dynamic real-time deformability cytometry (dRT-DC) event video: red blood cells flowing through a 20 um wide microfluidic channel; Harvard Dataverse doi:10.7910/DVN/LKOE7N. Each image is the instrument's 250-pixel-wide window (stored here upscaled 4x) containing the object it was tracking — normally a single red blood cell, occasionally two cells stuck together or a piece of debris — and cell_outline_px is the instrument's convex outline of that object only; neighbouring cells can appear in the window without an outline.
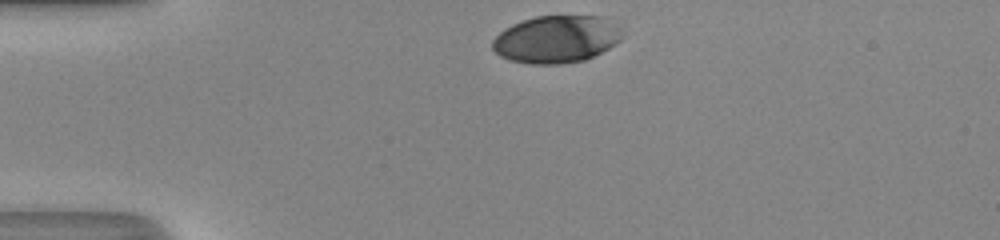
{"species": "human", "species_latin": "Homo sapiens", "temperature_condition": "room temperature", "stored_images_in_passage": 30, "camera_frame_rate_fps": 3000, "um_per_image_px": 0.085, "donor": {"sex": "male"}, "frame": {"image": 1, "passage_image": 1, "time_ms": 0.0, "image_size_px": [1000, 240], "cell_outline_px": [[620, 40], [608, 48], [584, 60], [560, 64], [532, 64], [508, 60], [500, 56], [492, 48], [492, 40], [504, 28], [512, 24], [536, 16], [604, 16], [620, 28]], "centroid_in_image_um": [47.25, 3.33], "position_along_channel_um": 37.7, "area_um2": 35.66}}
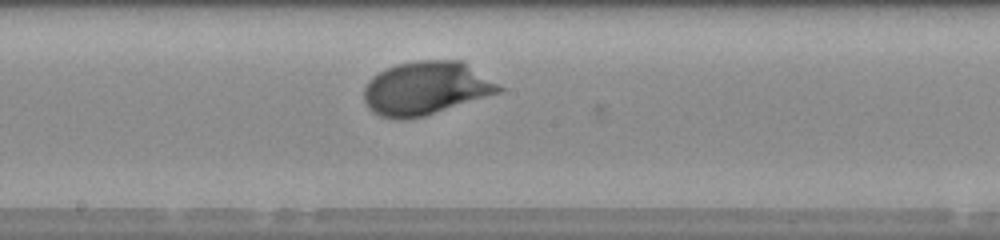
{"frame": {"image": 2, "passage_image": 17, "time_ms": 5.333, "image_size_px": [1000, 240], "cell_outline_px": [[504, 92], [424, 116], [404, 120], [392, 120], [380, 116], [372, 112], [368, 108], [364, 100], [364, 88], [368, 80], [372, 76], [396, 64], [416, 60], [460, 60], [504, 88]], "centroid_in_image_um": [36.18, 7.52], "position_along_channel_um": 212.0, "area_um2": 42.19}}
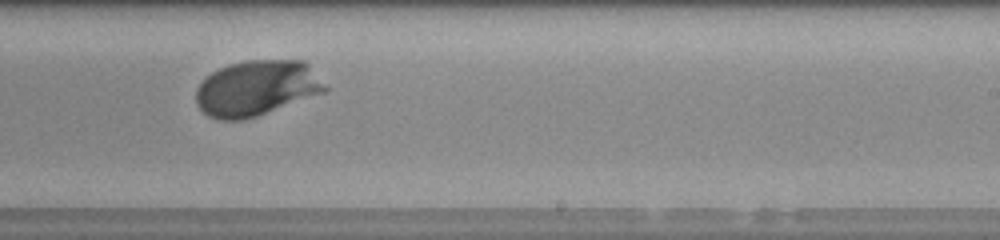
{"frame": {"image": 3, "passage_image": 21, "time_ms": 6.667, "image_size_px": [1000, 240], "cell_outline_px": [[328, 92], [244, 120], [220, 120], [208, 116], [196, 104], [196, 88], [212, 72], [228, 64], [248, 60], [304, 60], [308, 64], [328, 88]], "centroid_in_image_um": [21.83, 7.5], "position_along_channel_um": 267.2, "area_um2": 41.79}, "authors_computed_cell_mechanics": {"area_um2": 39.882, "velocity_mm_per_s": 4.1482, "shape_relaxation_time_tau1_ms": 2.3876, "shape_relaxation_time_tau2_ms": null, "deformation_change_tau1": 0.1657, "deformation_change_tau2": null}}